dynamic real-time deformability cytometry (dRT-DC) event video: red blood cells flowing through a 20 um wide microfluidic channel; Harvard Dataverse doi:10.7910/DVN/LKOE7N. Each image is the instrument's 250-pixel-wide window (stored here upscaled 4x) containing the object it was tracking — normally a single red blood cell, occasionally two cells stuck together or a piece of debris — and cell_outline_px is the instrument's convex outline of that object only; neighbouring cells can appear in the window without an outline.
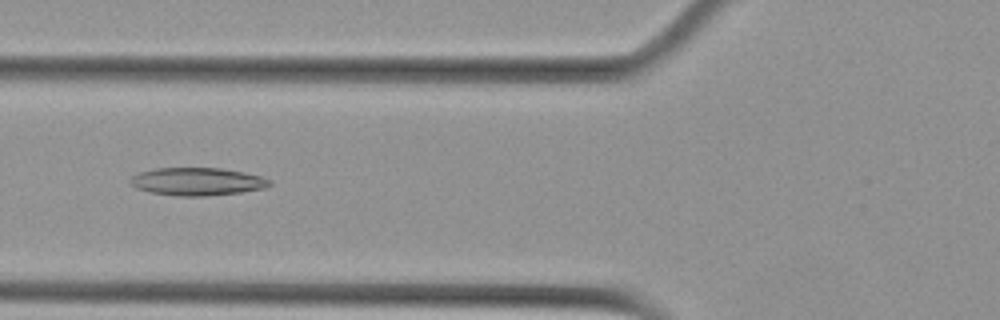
{"species": "Egyptian fruit bat (a non-hibernating species)", "species_latin": "Rousettus aegyptiacus", "temperature_condition": "cold", "stored_images_in_passage": 9, "camera_frame_rate_fps": 3000, "um_per_image_px": 0.085, "animal": {"sex": "female"}, "frame": {"image": 1, "passage_image": 4, "time_ms": 1.0, "image_size_px": [1000, 320], "cell_outline_px": [[272, 184], [264, 188], [240, 192], [204, 196], [176, 196], [148, 192], [136, 188], [128, 180], [132, 176], [140, 172], [152, 168], [220, 168], [244, 172], [264, 176], [272, 180]], "centroid_in_image_um": [16.77, 15.43], "position_along_channel_um": 109.0, "area_um2": 22.77}}
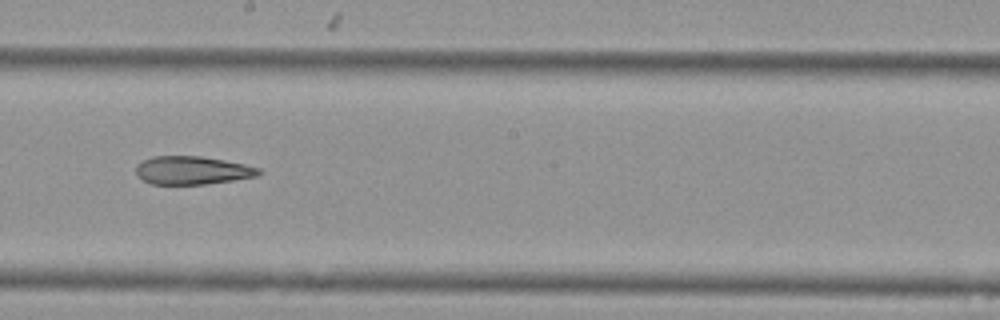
{"frame": {"image": 2, "passage_image": 7, "time_ms": 2.0, "image_size_px": [1000, 320], "cell_outline_px": [[264, 172], [256, 176], [232, 180], [204, 184], [152, 184], [136, 176], [136, 164], [152, 156], [200, 156], [224, 160], [244, 164], [260, 168]], "centroid_in_image_um": [16.33, 14.47], "position_along_channel_um": 231.9, "area_um2": 20.17}}
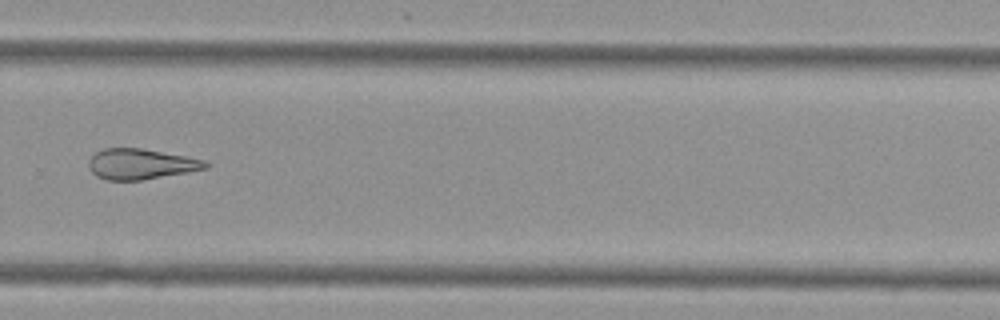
{"frame": {"image": 3, "passage_image": 9, "time_ms": 2.667, "image_size_px": [1000, 320], "cell_outline_px": [[208, 168], [188, 172], [140, 180], [108, 180], [96, 176], [88, 168], [88, 160], [96, 152], [104, 148], [140, 148], [184, 156], [204, 160], [208, 164]], "centroid_in_image_um": [11.93, 13.95], "position_along_channel_um": 317.9, "area_um2": 20.58}}